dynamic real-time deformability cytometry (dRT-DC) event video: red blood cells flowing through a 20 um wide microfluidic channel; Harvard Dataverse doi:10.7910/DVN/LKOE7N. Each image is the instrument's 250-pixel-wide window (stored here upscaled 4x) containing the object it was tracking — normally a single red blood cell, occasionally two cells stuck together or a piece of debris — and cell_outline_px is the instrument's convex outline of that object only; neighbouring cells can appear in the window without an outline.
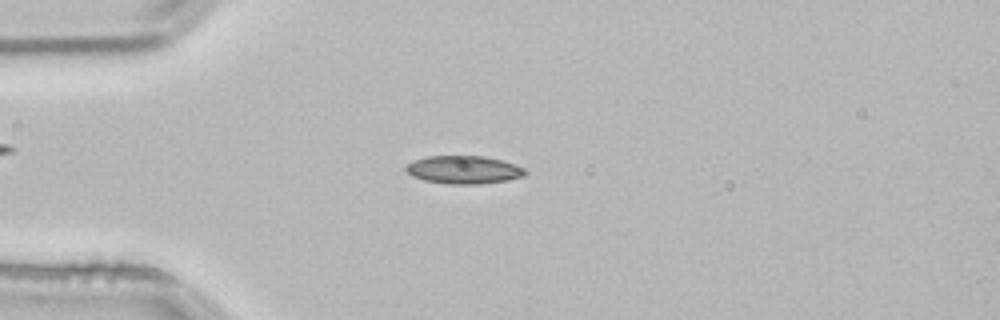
{"species": "common noctule bat (a hibernating species)", "species_latin": "Nyctalus noctula", "temperature_condition": "room temperature", "stored_images_in_passage": 52, "camera_frame_rate_fps": 3000, "um_per_image_px": 0.085, "animal": {"sex": "male", "body_mass_g": 21.5, "forearm_length_mm": 52.0}, "frame": {"image": 1, "passage_image": 13, "time_ms": 4.0, "image_size_px": [1000, 320], "cell_outline_px": [[528, 172], [524, 176], [508, 180], [480, 184], [448, 184], [424, 180], [412, 176], [404, 168], [412, 160], [428, 156], [484, 156], [516, 164], [524, 168]], "centroid_in_image_um": [39.43, 14.43], "position_along_channel_um": 45.6, "area_um2": 19.54}}
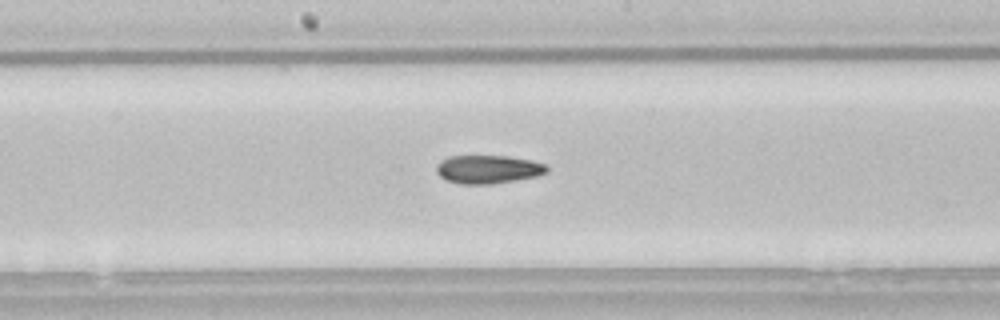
{"frame": {"image": 2, "passage_image": 27, "time_ms": 8.667, "image_size_px": [1000, 320], "cell_outline_px": [[548, 172], [536, 176], [488, 184], [460, 184], [448, 180], [440, 176], [436, 172], [436, 164], [440, 160], [448, 156], [508, 156], [532, 160], [544, 164], [548, 168]], "centroid_in_image_um": [41.45, 14.37], "position_along_channel_um": 206.8, "area_um2": 18.15}}
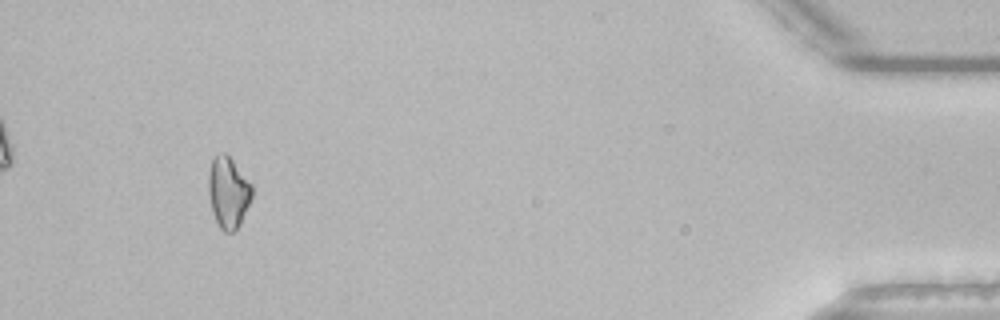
{"frame": {"image": 3, "passage_image": 49, "time_ms": 16.0, "image_size_px": [1000, 320], "cell_outline_px": [[252, 196], [240, 224], [232, 232], [224, 232], [220, 228], [212, 212], [208, 192], [208, 176], [212, 160], [220, 152], [224, 152], [232, 160], [252, 184]], "centroid_in_image_um": [19.39, 16.36], "position_along_channel_um": 415.8, "area_um2": 17.86}}